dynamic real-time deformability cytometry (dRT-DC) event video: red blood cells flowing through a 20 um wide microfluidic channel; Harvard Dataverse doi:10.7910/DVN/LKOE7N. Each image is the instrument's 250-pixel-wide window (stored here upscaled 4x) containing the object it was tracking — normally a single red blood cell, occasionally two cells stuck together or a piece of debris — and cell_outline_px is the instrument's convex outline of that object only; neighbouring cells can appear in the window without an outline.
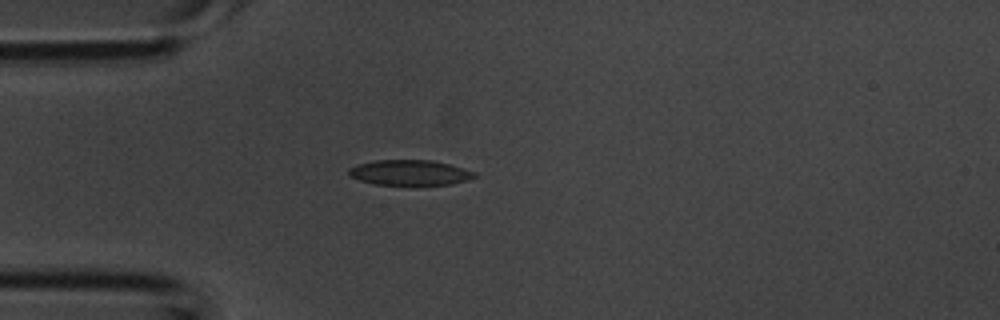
{"species": "common noctule bat (a hibernating species)", "species_latin": "Nyctalus noctula", "temperature_condition": "room temperature", "stored_images_in_passage": 2, "camera_frame_rate_fps": 3000, "um_per_image_px": 0.085, "animal": {"sex": "male", "body_mass_g": 20.1, "forearm_length_mm": 53.5}, "frame": {"image": 1, "passage_image": 2, "time_ms": 0.333, "image_size_px": [1000, 320], "cell_outline_px": [[476, 176], [468, 180], [452, 184], [372, 184], [348, 176], [348, 168], [360, 164], [376, 160], [432, 160], [448, 164], [476, 172]], "centroid_in_image_um": [34.81, 14.67], "position_along_channel_um": 50.2, "area_um2": 18.32}}